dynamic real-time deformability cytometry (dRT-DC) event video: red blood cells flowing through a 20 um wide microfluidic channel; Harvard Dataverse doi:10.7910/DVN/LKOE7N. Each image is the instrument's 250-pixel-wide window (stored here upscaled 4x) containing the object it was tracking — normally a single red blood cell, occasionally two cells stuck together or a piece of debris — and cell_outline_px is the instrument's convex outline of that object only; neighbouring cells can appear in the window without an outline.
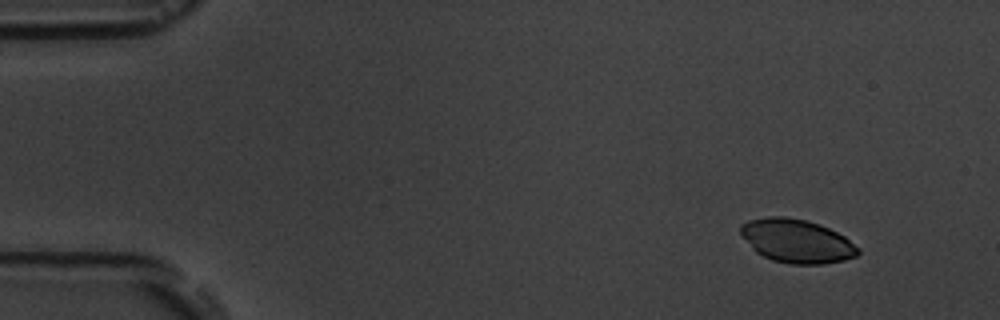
{"species": "common noctule bat (a hibernating species)", "species_latin": "Nyctalus noctula", "temperature_condition": "room temperature", "stored_images_in_passage": 5, "camera_frame_rate_fps": 3000, "um_per_image_px": 0.085, "animal": {"sex": "male", "body_mass_g": 19.5, "forearm_length_mm": 54.6}, "frame": {"image": 1, "passage_image": 1, "time_ms": 0.0, "image_size_px": [1000, 320], "cell_outline_px": [[860, 252], [856, 256], [844, 260], [824, 264], [792, 264], [772, 260], [756, 252], [752, 248], [740, 232], [740, 224], [748, 220], [768, 216], [784, 216], [804, 220], [820, 224], [844, 236], [860, 248]], "centroid_in_image_um": [67.72, 20.48], "position_along_channel_um": 17.3, "area_um2": 29.77}}